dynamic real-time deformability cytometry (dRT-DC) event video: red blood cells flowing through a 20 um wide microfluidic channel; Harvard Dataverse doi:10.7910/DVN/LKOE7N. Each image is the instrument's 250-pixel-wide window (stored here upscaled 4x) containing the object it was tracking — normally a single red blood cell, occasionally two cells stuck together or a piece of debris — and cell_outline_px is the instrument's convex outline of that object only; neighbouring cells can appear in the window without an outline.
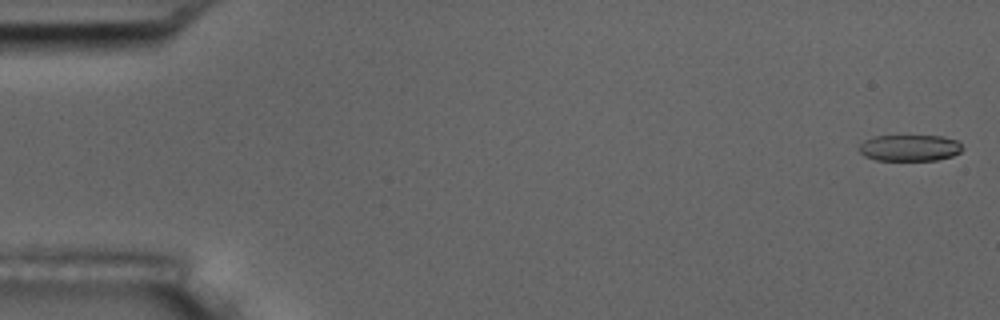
{"species": "common noctule bat (a hibernating species)", "species_latin": "Nyctalus noctula", "temperature_condition": "room temperature", "stored_images_in_passage": 6, "camera_frame_rate_fps": 3000, "um_per_image_px": 0.085, "animal": {"sex": "male", "body_mass_g": 17.5, "forearm_length_mm": 52.3}, "frame": {"image": 1, "passage_image": 1, "time_ms": 0.0, "image_size_px": [1000, 320], "cell_outline_px": [[964, 148], [960, 152], [952, 156], [936, 160], [876, 160], [864, 156], [860, 152], [860, 144], [864, 140], [876, 136], [944, 136], [956, 140]], "centroid_in_image_um": [77.33, 12.57], "position_along_channel_um": 7.7, "area_um2": 15.84}}
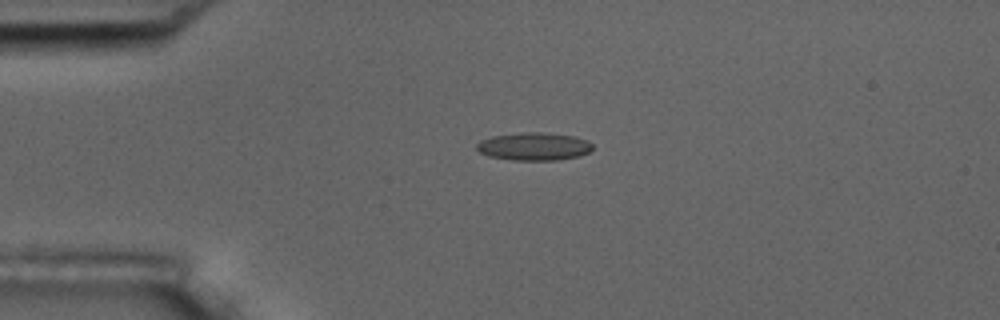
{"frame": {"image": 2, "passage_image": 4, "time_ms": 4.0, "image_size_px": [1000, 320], "cell_outline_px": [[592, 148], [588, 152], [580, 156], [560, 160], [512, 160], [488, 156], [480, 152], [476, 148], [476, 144], [480, 140], [492, 136], [520, 132], [540, 132], [572, 136], [588, 140], [592, 144]], "centroid_in_image_um": [45.37, 12.45], "position_along_channel_um": 39.6, "area_um2": 18.9}}